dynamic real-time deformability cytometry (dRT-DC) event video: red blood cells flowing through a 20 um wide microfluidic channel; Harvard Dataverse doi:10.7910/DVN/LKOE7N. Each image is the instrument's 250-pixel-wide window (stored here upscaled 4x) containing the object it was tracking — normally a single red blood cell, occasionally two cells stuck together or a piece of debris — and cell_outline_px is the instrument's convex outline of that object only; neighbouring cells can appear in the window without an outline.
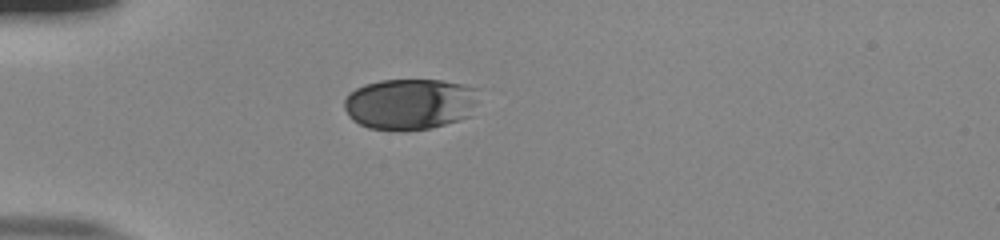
{"species": "human", "species_latin": "Homo sapiens", "temperature_condition": "room temperature", "stored_images_in_passage": 39, "camera_frame_rate_fps": 3000, "um_per_image_px": 0.085, "donor": {"sex": "male"}, "frame": {"image": 1, "passage_image": 1, "time_ms": 0.0, "image_size_px": [1000, 240], "cell_outline_px": [[476, 100], [472, 116], [444, 124], [428, 128], [368, 128], [352, 120], [348, 116], [344, 108], [344, 100], [348, 92], [364, 84], [380, 80], [440, 80], [460, 84], [476, 88]], "centroid_in_image_um": [34.81, 8.81], "position_along_channel_um": 50.2, "area_um2": 39.54}}
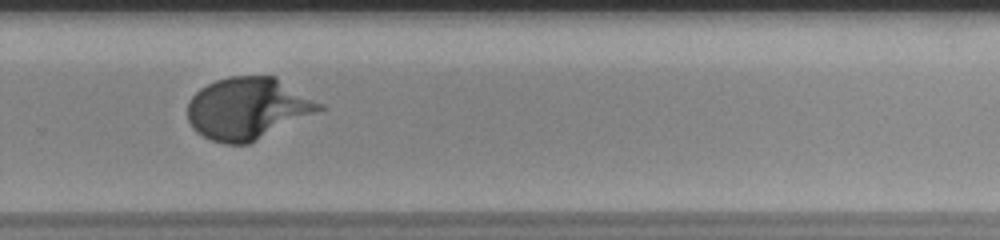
{"frame": {"image": 2, "passage_image": 23, "time_ms": 7.333, "image_size_px": [1000, 240], "cell_outline_px": [[328, 108], [248, 144], [224, 144], [212, 140], [196, 132], [192, 128], [188, 120], [188, 100], [200, 88], [216, 80], [228, 76], [276, 76], [324, 104]], "centroid_in_image_um": [21.09, 9.21], "position_along_channel_um": 308.7, "area_um2": 47.92}}
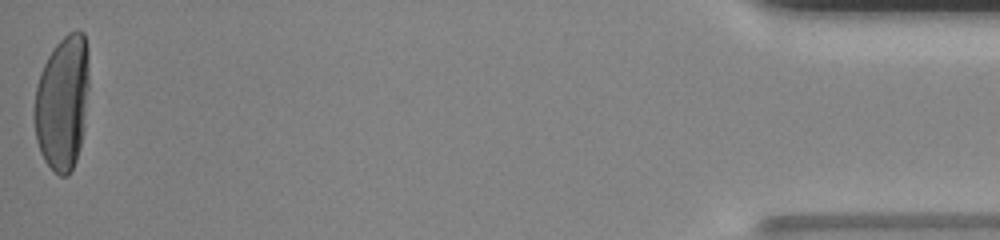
{"frame": {"image": 3, "passage_image": 39, "time_ms": 12.667, "image_size_px": [1000, 240], "cell_outline_px": [[88, 88], [84, 128], [76, 160], [68, 176], [60, 176], [44, 160], [40, 152], [36, 140], [32, 116], [32, 112], [36, 84], [40, 72], [48, 56], [56, 44], [68, 32], [76, 28], [80, 28], [84, 32], [88, 48]], "centroid_in_image_um": [5.29, 8.68], "position_along_channel_um": 429.9, "area_um2": 43.64}, "authors_computed_cell_mechanics": {"area_um2": 43.639, "velocity_mm_per_s": 3.8256, "shape_relaxation_time_tau1_ms": 3.1107, "shape_relaxation_time_tau2_ms": null, "deformation_change_tau1": 0.1728, "deformation_change_tau2": null}}